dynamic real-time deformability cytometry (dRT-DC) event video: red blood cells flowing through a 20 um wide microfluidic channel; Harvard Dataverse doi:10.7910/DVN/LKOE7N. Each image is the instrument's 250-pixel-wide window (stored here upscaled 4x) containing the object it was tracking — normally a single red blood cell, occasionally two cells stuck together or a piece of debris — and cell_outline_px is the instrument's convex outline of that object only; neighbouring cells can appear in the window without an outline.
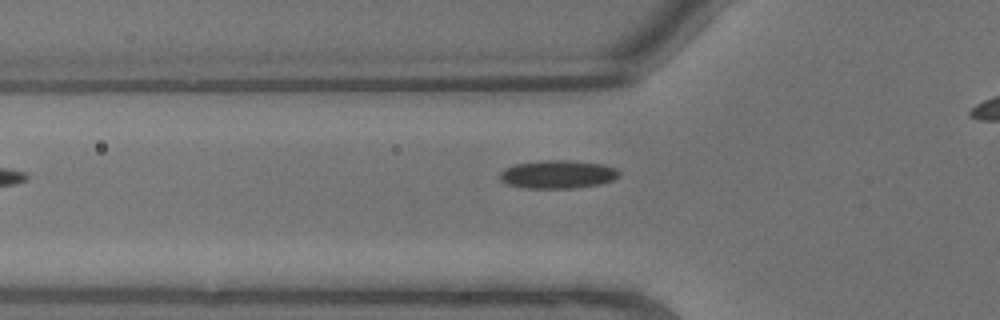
{"species": "common noctule bat (a hibernating species)", "species_latin": "Nyctalus noctula", "temperature_condition": "warm", "stored_images_in_passage": 10, "camera_frame_rate_fps": 3000, "um_per_image_px": 0.085, "animal": {"sex": "male", "body_mass_g": 13.3}, "frame": {"image": 1, "passage_image": 10, "time_ms": 3.0, "image_size_px": [1000, 320], "cell_outline_px": [[620, 176], [616, 180], [600, 184], [576, 188], [524, 188], [504, 184], [500, 180], [500, 172], [504, 168], [516, 164], [548, 160], [564, 160], [604, 164], [616, 168], [620, 172]], "centroid_in_image_um": [47.43, 14.83], "position_along_channel_um": 78.4, "area_um2": 19.83}}